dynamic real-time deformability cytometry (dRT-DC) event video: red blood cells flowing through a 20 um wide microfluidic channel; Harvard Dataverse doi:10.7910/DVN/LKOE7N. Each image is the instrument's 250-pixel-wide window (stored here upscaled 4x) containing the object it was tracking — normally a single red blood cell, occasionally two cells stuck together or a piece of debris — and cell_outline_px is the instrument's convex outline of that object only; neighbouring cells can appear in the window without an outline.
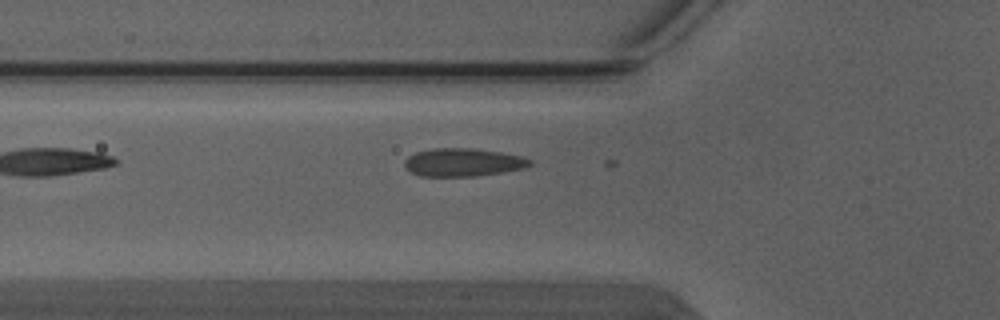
{"species": "Egyptian fruit bat (a non-hibernating species)", "species_latin": "Rousettus aegyptiacus", "temperature_condition": "warm", "stored_images_in_passage": 5, "camera_frame_rate_fps": 3000, "um_per_image_px": 0.085, "animal": {"sex": "male"}, "frame": {"image": 1, "passage_image": 5, "time_ms": 1.333, "image_size_px": [1000, 320], "cell_outline_px": [[532, 164], [524, 168], [504, 172], [476, 176], [420, 176], [404, 168], [404, 160], [408, 156], [416, 152], [432, 148], [472, 148], [500, 152], [524, 156], [532, 160]], "centroid_in_image_um": [39.36, 13.79], "position_along_channel_um": 86.4, "area_um2": 20.69}}